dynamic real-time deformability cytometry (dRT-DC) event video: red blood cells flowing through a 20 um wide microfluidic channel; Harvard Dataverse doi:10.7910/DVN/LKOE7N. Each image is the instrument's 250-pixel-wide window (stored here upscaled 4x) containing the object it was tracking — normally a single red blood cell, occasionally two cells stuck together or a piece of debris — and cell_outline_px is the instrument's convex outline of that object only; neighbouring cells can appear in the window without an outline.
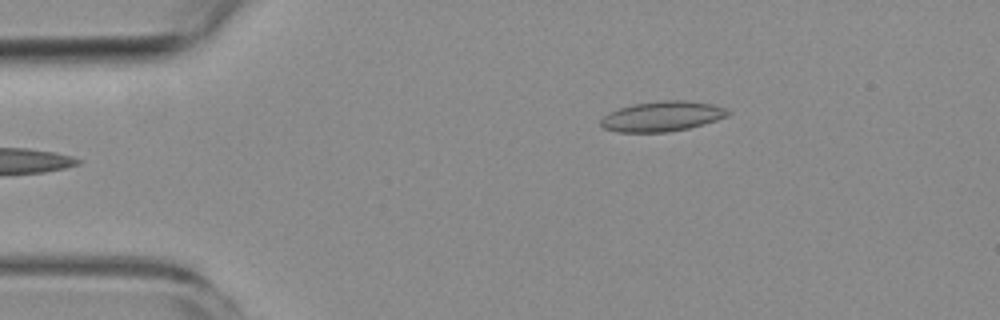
{"species": "common noctule bat (a hibernating species)", "species_latin": "Nyctalus noctula", "temperature_condition": "room temperature", "stored_images_in_passage": 4, "camera_frame_rate_fps": 3000, "um_per_image_px": 0.085, "animal": {"sex": "female", "body_mass_g": 19.3, "forearm_length_mm": 54.1}, "frame": {"image": 1, "passage_image": 4, "time_ms": 4.0, "image_size_px": [1000, 320], "cell_outline_px": [[732, 112], [728, 116], [704, 124], [688, 128], [668, 132], [620, 132], [604, 128], [600, 124], [600, 120], [608, 112], [632, 104], [660, 100], [684, 100], [712, 104], [724, 108]], "centroid_in_image_um": [56.28, 9.88], "position_along_channel_um": 28.7, "area_um2": 22.31}}